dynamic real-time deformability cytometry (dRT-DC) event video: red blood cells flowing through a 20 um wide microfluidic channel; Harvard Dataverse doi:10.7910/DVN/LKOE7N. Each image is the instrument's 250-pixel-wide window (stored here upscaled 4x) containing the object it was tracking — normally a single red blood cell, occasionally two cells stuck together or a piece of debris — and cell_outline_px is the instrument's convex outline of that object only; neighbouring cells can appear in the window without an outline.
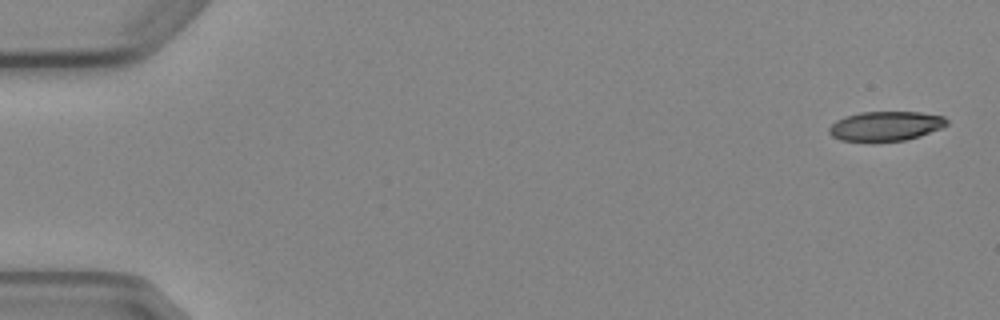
{"species": "Egyptian fruit bat (a non-hibernating species)", "species_latin": "Rousettus aegyptiacus", "temperature_condition": "cold", "stored_images_in_passage": 6, "camera_frame_rate_fps": 3000, "um_per_image_px": 0.085, "animal": {"sex": "female"}, "frame": {"image": 1, "passage_image": 1, "time_ms": 0.0, "image_size_px": [1000, 320], "cell_outline_px": [[948, 124], [940, 128], [920, 136], [904, 140], [872, 144], [840, 140], [832, 136], [828, 132], [828, 128], [836, 120], [844, 116], [860, 112], [920, 112], [944, 116], [948, 120]], "centroid_in_image_um": [75.23, 10.75], "position_along_channel_um": 9.8, "area_um2": 20.92}}